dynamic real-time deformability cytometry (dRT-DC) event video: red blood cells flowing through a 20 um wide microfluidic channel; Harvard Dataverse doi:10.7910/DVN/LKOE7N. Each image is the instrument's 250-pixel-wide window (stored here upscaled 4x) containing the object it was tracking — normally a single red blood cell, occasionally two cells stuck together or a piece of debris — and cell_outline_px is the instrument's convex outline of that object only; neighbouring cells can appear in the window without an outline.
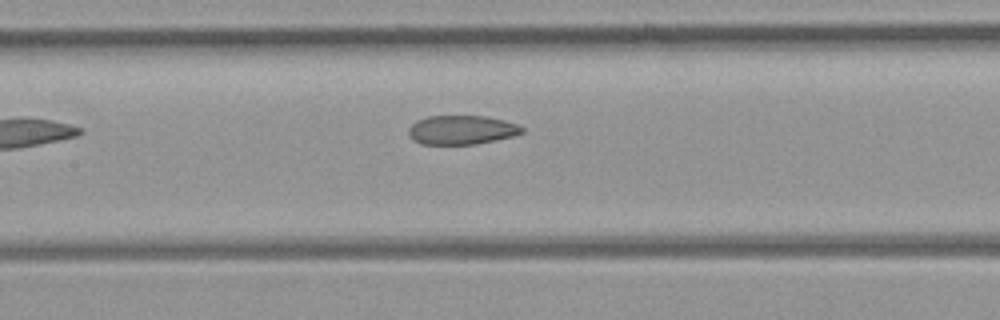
{"species": "common noctule bat (a hibernating species)", "species_latin": "Nyctalus noctula", "temperature_condition": "room temperature", "stored_images_in_passage": 8, "camera_frame_rate_fps": 3000, "um_per_image_px": 0.085, "animal": {"sex": "female", "body_mass_g": 21.9}, "frame": {"image": 1, "passage_image": 8, "time_ms": 8.333, "image_size_px": [1000, 320], "cell_outline_px": [[524, 132], [512, 136], [476, 144], [420, 144], [412, 140], [408, 136], [408, 128], [416, 120], [428, 116], [484, 116], [504, 120], [516, 124], [524, 128]], "centroid_in_image_um": [39.19, 11.04], "position_along_channel_um": 168.2, "area_um2": 19.25}}